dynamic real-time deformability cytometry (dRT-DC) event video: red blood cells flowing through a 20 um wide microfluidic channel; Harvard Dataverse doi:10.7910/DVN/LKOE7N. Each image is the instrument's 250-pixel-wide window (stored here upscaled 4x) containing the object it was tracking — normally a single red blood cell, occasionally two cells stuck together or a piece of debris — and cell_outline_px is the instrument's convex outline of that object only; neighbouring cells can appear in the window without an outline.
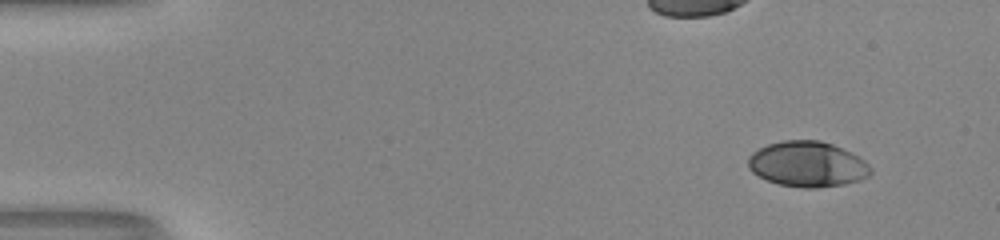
{"species": "human", "species_latin": "Homo sapiens", "temperature_condition": "room temperature", "stored_images_in_passage": 49, "camera_frame_rate_fps": 3000, "um_per_image_px": 0.085, "donor": {"sex": "male"}, "frame": {"image": 1, "passage_image": 1, "time_ms": 0.0, "image_size_px": [1000, 240], "cell_outline_px": [[872, 172], [868, 176], [860, 180], [844, 184], [816, 188], [804, 188], [780, 184], [768, 180], [752, 172], [748, 168], [748, 156], [752, 152], [768, 144], [784, 140], [820, 140], [832, 144], [864, 160], [872, 168]], "centroid_in_image_um": [68.62, 13.95], "position_along_channel_um": 16.4, "area_um2": 32.25}}
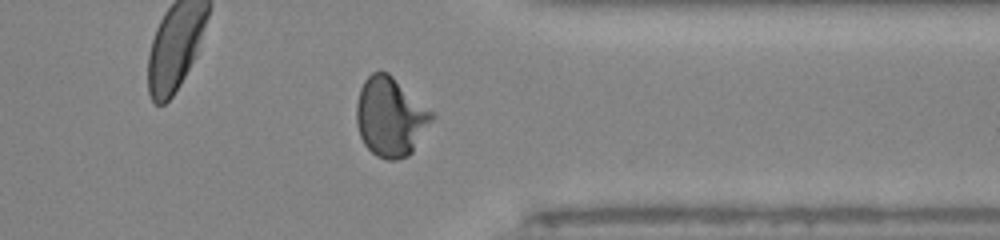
{"frame": {"image": 2, "passage_image": 38, "time_ms": 12.333, "image_size_px": [1000, 240], "cell_outline_px": [[436, 116], [412, 152], [408, 156], [396, 160], [388, 160], [376, 156], [364, 144], [360, 136], [356, 124], [356, 104], [360, 88], [364, 80], [372, 72], [388, 72], [436, 112]], "centroid_in_image_um": [33.22, 9.93], "position_along_channel_um": 378.2, "area_um2": 35.32}}
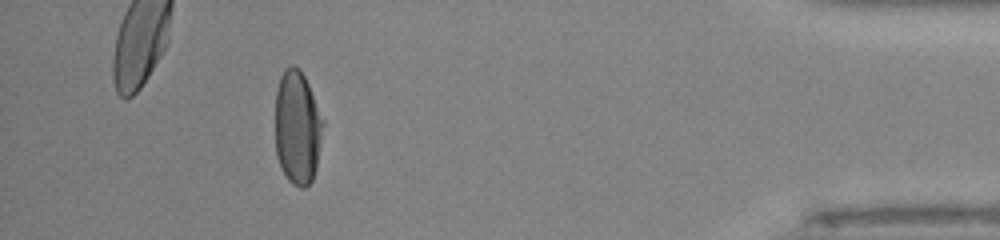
{"frame": {"image": 3, "passage_image": 44, "time_ms": 14.333, "image_size_px": [1000, 240], "cell_outline_px": [[324, 124], [316, 168], [312, 180], [304, 188], [300, 188], [292, 184], [288, 180], [276, 156], [276, 88], [280, 76], [284, 68], [292, 64], [300, 68], [308, 84], [324, 120]], "centroid_in_image_um": [25.28, 10.82], "position_along_channel_um": 409.9, "area_um2": 31.85}, "authors_computed_cell_mechanics": {"area_um2": 32.368, "velocity_mm_per_s": 4.0422, "shape_relaxation_time_tau1_ms": 3.7313, "shape_relaxation_time_tau2_ms": 0.791, "deformation_change_tau1": 0.1755, "deformation_change_tau2": 0.0416}}